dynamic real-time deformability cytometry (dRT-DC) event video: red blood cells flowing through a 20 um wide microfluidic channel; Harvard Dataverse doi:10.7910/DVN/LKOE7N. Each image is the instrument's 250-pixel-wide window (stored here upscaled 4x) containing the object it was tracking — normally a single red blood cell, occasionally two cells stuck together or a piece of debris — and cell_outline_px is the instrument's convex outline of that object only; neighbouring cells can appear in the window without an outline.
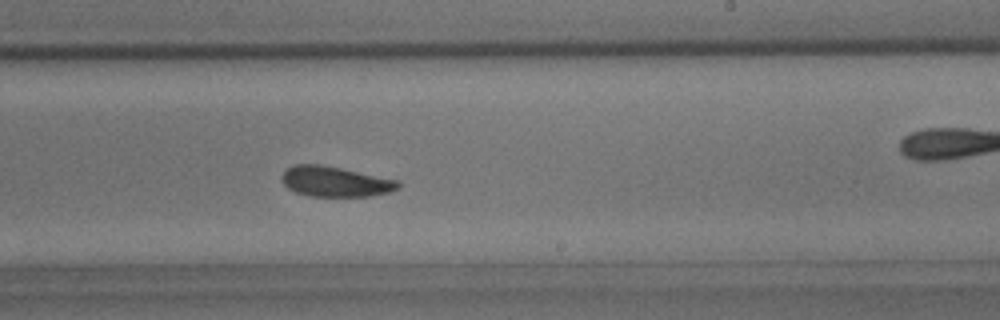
{"species": "common noctule bat (a hibernating species)", "species_latin": "Nyctalus noctula", "temperature_condition": "room temperature", "stored_images_in_passage": 46, "camera_frame_rate_fps": 3000, "um_per_image_px": 0.085, "animal": {"sex": "male", "body_mass_g": 15.6}, "frame": {"image": 1, "passage_image": 27, "time_ms": 8.667, "image_size_px": [1000, 320], "cell_outline_px": [[400, 188], [388, 192], [372, 196], [312, 196], [296, 192], [288, 188], [284, 184], [280, 176], [292, 164], [320, 164], [400, 180]], "centroid_in_image_um": [28.51, 15.43], "position_along_channel_um": 260.5, "area_um2": 20.52}}